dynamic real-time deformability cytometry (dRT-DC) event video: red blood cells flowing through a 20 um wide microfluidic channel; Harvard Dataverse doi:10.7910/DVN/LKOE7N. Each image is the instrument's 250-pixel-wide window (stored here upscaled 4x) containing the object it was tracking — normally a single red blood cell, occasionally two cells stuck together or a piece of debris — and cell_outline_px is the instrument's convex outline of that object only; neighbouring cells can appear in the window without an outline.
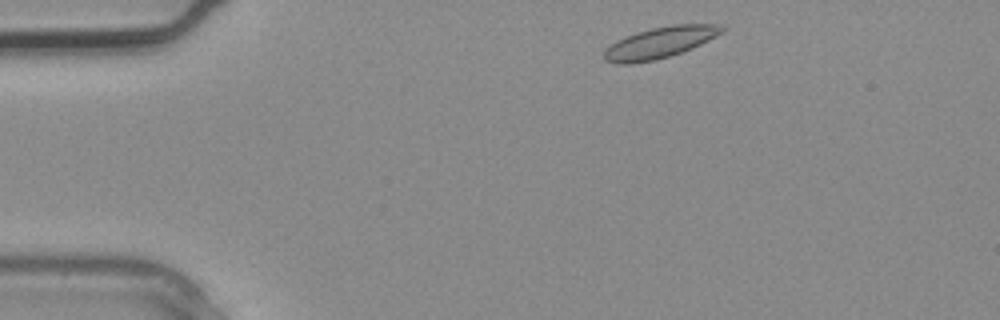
{"species": "common noctule bat (a hibernating species)", "species_latin": "Nyctalus noctula", "temperature_condition": "warm", "stored_images_in_passage": 2, "camera_frame_rate_fps": 3000, "um_per_image_px": 0.085, "animal": {"sex": "male", "body_mass_g": 20.4}, "frame": {"image": 1, "passage_image": 1, "time_ms": 0.0, "image_size_px": [1000, 320], "cell_outline_px": [[728, 28], [724, 32], [692, 48], [656, 60], [632, 64], [616, 64], [604, 60], [604, 52], [616, 40], [636, 32], [652, 28], [672, 24], [720, 24]], "centroid_in_image_um": [56.11, 3.61], "position_along_channel_um": 28.9, "area_um2": 21.44}}